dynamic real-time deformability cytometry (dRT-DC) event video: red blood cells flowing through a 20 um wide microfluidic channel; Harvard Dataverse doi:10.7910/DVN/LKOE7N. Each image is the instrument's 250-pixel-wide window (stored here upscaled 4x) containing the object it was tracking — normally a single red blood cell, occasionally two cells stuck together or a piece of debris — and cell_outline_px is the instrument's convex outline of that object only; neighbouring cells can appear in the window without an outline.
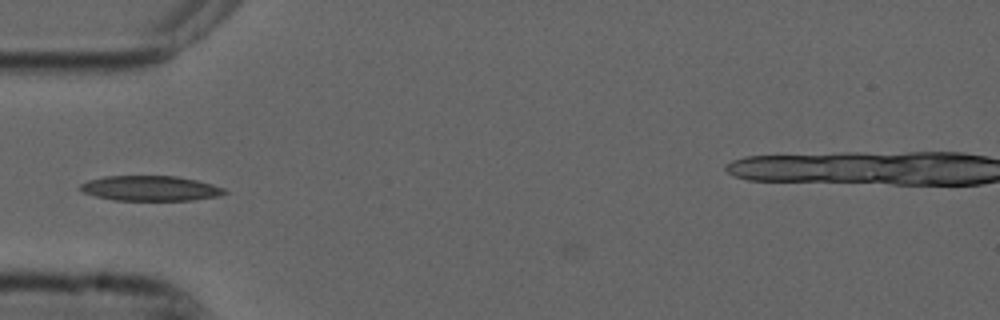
{"species": "common noctule bat (a hibernating species)", "species_latin": "Nyctalus noctula", "temperature_condition": "cold", "stored_images_in_passage": 40, "camera_frame_rate_fps": 3000, "um_per_image_px": 0.085, "animal": {"sex": "male", "forearm_length_mm": 52.5}, "frame": {"image": 1, "passage_image": 2, "time_ms": 0.333, "image_size_px": [1000, 320], "cell_outline_px": [[228, 192], [220, 196], [192, 200], [112, 200], [96, 196], [84, 192], [76, 188], [80, 184], [88, 180], [104, 176], [176, 176], [196, 180], [212, 184], [224, 188]], "centroid_in_image_um": [12.76, 16.01], "position_along_channel_um": 72.2, "area_um2": 21.15}}
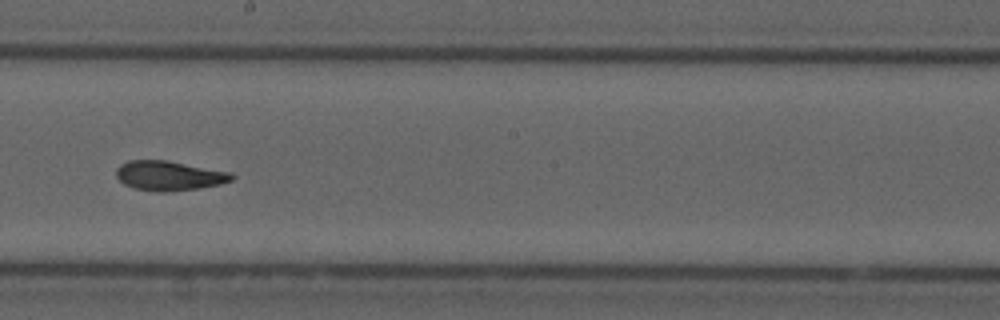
{"frame": {"image": 2, "passage_image": 15, "time_ms": 4.667, "image_size_px": [1000, 320], "cell_outline_px": [[236, 176], [232, 180], [220, 184], [200, 188], [164, 192], [156, 192], [136, 188], [124, 184], [116, 176], [116, 168], [120, 164], [128, 160], [168, 160], [232, 172]], "centroid_in_image_um": [14.39, 14.92], "position_along_channel_um": 233.8, "area_um2": 20.11}}
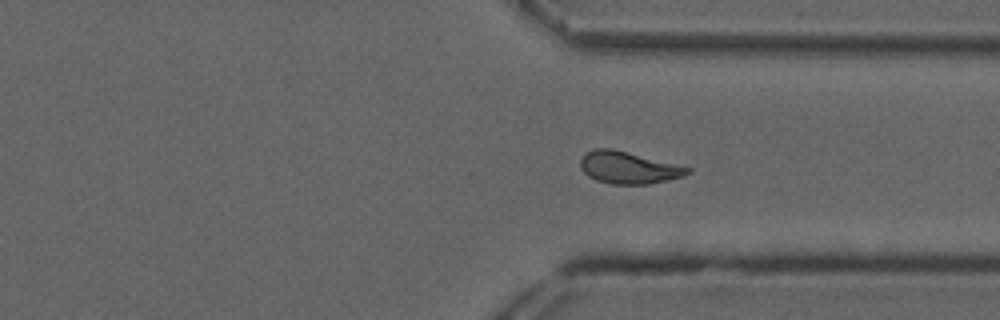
{"frame": {"image": 3, "passage_image": 25, "time_ms": 8.0, "image_size_px": [1000, 320], "cell_outline_px": [[692, 172], [684, 176], [668, 180], [648, 184], [612, 184], [596, 180], [588, 176], [580, 168], [580, 160], [588, 152], [596, 148], [612, 148], [692, 168]], "centroid_in_image_um": [53.44, 14.25], "position_along_channel_um": 358.0, "area_um2": 19.94}, "authors_computed_cell_mechanics": {"area_um2": 19.8543, "velocity_mm_per_s": 3.7275, "shape_relaxation_time_tau1_ms": 7.3809, "shape_relaxation_time_tau2_ms": 2.9471, "deformation_change_tau1": 0.1998, "deformation_change_tau2": 0.0875}}